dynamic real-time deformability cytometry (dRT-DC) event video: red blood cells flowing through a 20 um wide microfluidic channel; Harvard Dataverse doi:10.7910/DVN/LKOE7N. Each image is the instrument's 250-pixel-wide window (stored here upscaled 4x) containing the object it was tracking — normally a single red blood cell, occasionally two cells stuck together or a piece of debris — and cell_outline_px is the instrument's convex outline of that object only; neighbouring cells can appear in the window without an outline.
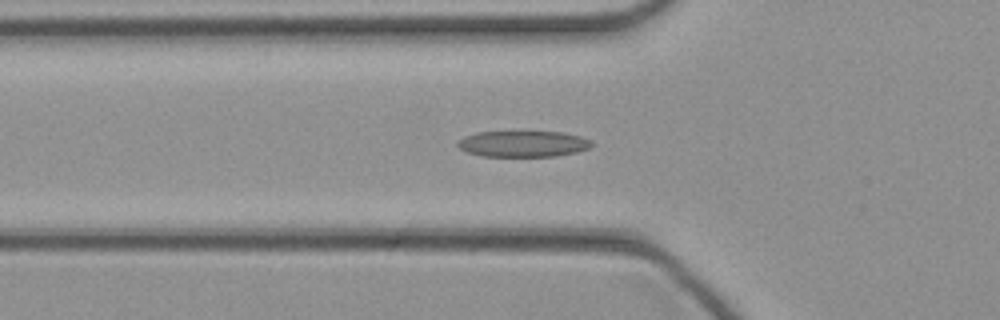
{"species": "common noctule bat (a hibernating species)", "species_latin": "Nyctalus noctula", "temperature_condition": "cold", "stored_images_in_passage": 41, "camera_frame_rate_fps": 3000, "um_per_image_px": 0.085, "animal": {"sex": "female", "body_mass_g": 21.9}, "frame": {"image": 1, "passage_image": 10, "time_ms": 3.0, "image_size_px": [1000, 320], "cell_outline_px": [[592, 144], [588, 148], [576, 152], [556, 156], [480, 156], [468, 152], [460, 148], [456, 144], [464, 136], [476, 132], [564, 132], [580, 136], [592, 140]], "centroid_in_image_um": [44.46, 12.22], "position_along_channel_um": 81.3, "area_um2": 20.29}}
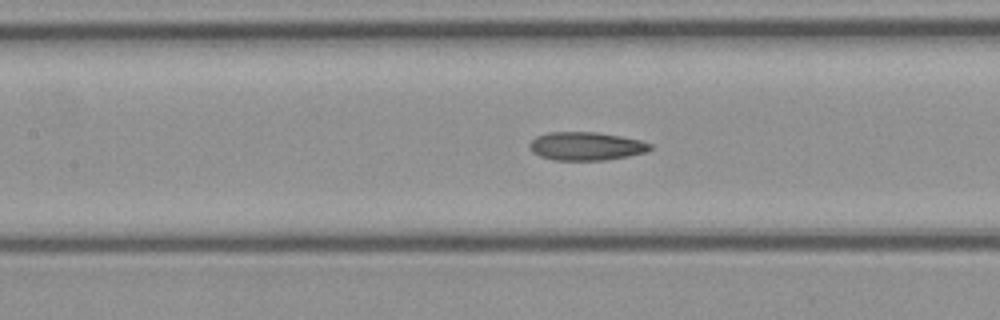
{"frame": {"image": 2, "passage_image": 15, "time_ms": 4.667, "image_size_px": [1000, 320], "cell_outline_px": [[652, 148], [648, 152], [628, 156], [604, 160], [552, 160], [540, 156], [532, 152], [528, 148], [528, 144], [536, 136], [548, 132], [596, 132], [620, 136], [640, 140], [652, 144]], "centroid_in_image_um": [49.8, 12.42], "position_along_channel_um": 157.6, "area_um2": 20.06}}
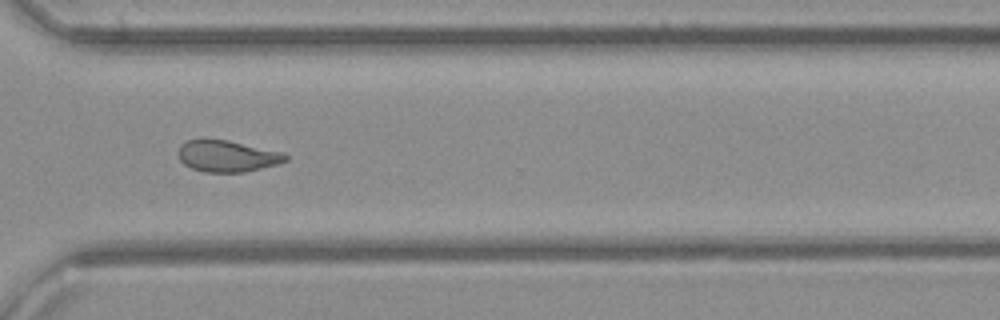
{"frame": {"image": 3, "passage_image": 28, "time_ms": 9.0, "image_size_px": [1000, 320], "cell_outline_px": [[288, 160], [276, 164], [244, 172], [204, 172], [192, 168], [184, 164], [180, 160], [176, 152], [180, 144], [188, 140], [228, 140], [280, 152], [288, 156]], "centroid_in_image_um": [19.25, 13.27], "position_along_channel_um": 351.3, "area_um2": 19.42}}